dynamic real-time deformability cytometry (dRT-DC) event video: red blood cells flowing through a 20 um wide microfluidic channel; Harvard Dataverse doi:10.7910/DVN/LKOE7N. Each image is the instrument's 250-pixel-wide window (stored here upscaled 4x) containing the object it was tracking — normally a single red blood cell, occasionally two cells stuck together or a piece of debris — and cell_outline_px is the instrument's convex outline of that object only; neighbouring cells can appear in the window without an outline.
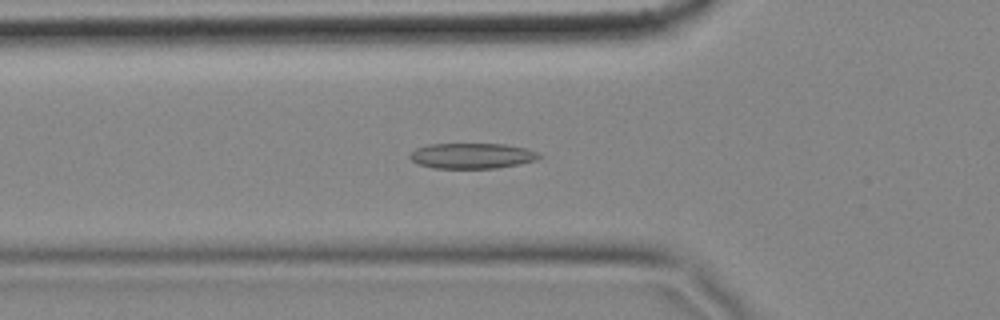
{"species": "common noctule bat (a hibernating species)", "species_latin": "Nyctalus noctula", "temperature_condition": "cold", "stored_images_in_passage": 57, "camera_frame_rate_fps": 3000, "um_per_image_px": 0.085, "animal": {"sex": "female", "body_mass_g": 18.4}, "frame": {"image": 1, "passage_image": 19, "time_ms": 6.0, "image_size_px": [1000, 320], "cell_outline_px": [[540, 156], [536, 160], [520, 164], [496, 168], [432, 168], [420, 164], [412, 160], [408, 156], [416, 148], [428, 144], [504, 144], [528, 148], [536, 152]], "centroid_in_image_um": [40.12, 13.24], "position_along_channel_um": 85.7, "area_um2": 19.13}}
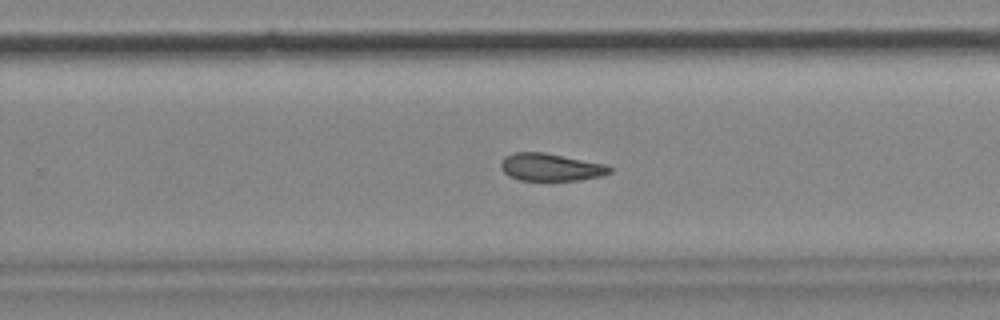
{"frame": {"image": 2, "passage_image": 36, "time_ms": 11.667, "image_size_px": [1000, 320], "cell_outline_px": [[612, 172], [604, 176], [580, 180], [520, 180], [508, 176], [504, 172], [500, 164], [504, 156], [516, 152], [544, 152], [604, 164], [612, 168]], "centroid_in_image_um": [46.82, 14.21], "position_along_channel_um": 283.0, "area_um2": 17.46}}
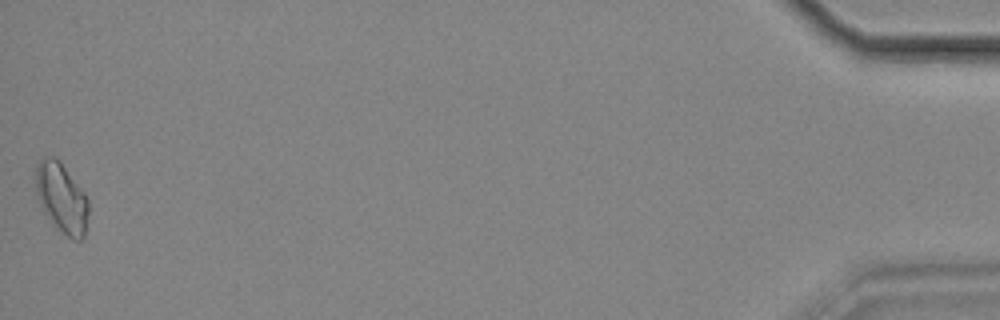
{"frame": {"image": 3, "passage_image": 57, "time_ms": 18.667, "image_size_px": [1000, 320], "cell_outline_px": [[88, 212], [84, 236], [80, 240], [72, 240], [44, 212], [36, 200], [32, 176], [36, 164], [44, 156], [52, 156], [60, 160], [84, 192], [88, 200]], "centroid_in_image_um": [5.17, 16.73], "position_along_channel_um": 430.0, "area_um2": 21.79}, "authors_computed_cell_mechanics": {"area_um2": 18.4382, "velocity_mm_per_s": 3.4796, "shape_relaxation_time_tau1_ms": null, "shape_relaxation_time_tau2_ms": 7.2935, "deformation_change_tau1": null, "deformation_change_tau2": 0.1376}}